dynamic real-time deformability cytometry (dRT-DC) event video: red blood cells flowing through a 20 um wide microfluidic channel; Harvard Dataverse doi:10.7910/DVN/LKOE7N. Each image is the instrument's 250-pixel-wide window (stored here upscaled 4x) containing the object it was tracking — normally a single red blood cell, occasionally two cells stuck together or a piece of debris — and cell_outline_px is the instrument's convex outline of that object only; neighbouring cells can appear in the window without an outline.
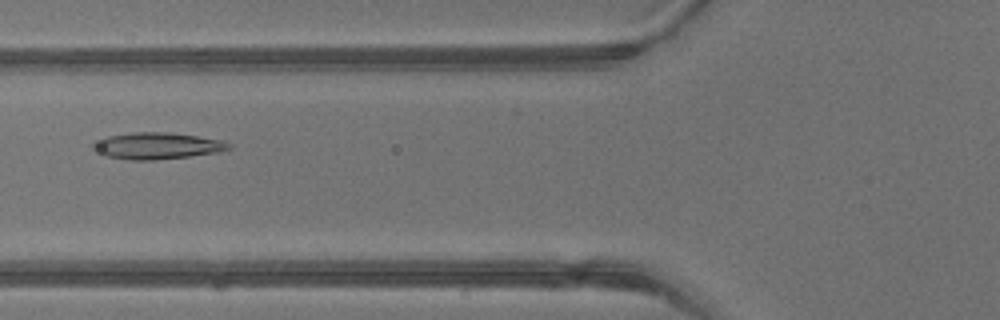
{"species": "common noctule bat (a hibernating species)", "species_latin": "Nyctalus noctula", "temperature_condition": "warm", "stored_images_in_passage": 5, "camera_frame_rate_fps": 3000, "um_per_image_px": 0.085, "animal": {"sex": "male", "body_mass_g": 13.3}, "frame": {"image": 1, "passage_image": 5, "time_ms": 1.333, "image_size_px": [1000, 320], "cell_outline_px": [[232, 148], [216, 152], [188, 156], [156, 160], [132, 160], [104, 156], [92, 148], [88, 144], [92, 140], [108, 136], [132, 132], [172, 132], [224, 140], [232, 144]], "centroid_in_image_um": [13.3, 12.38], "position_along_channel_um": 112.5, "area_um2": 21.39}}